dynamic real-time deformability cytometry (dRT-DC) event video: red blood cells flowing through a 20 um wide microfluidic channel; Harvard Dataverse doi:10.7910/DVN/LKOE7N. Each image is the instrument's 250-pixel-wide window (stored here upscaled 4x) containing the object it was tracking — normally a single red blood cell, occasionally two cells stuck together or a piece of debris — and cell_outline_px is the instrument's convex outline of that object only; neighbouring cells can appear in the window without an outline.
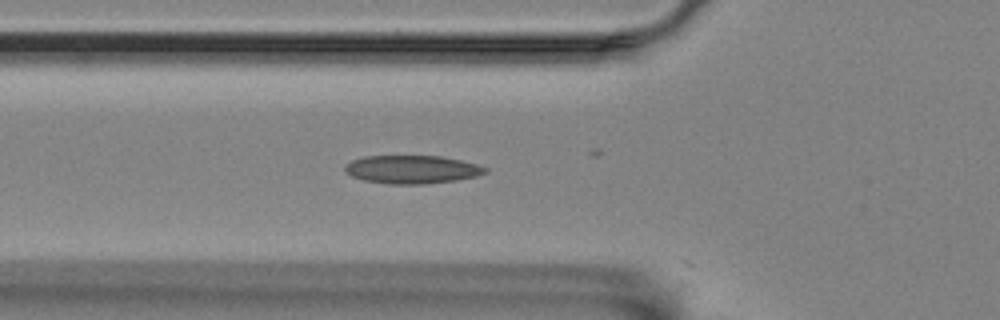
{"species": "Egyptian fruit bat (a non-hibernating species)", "species_latin": "Rousettus aegyptiacus", "temperature_condition": "room temperature", "stored_images_in_passage": 35, "camera_frame_rate_fps": 3000, "um_per_image_px": 0.085, "animal": {"sex": "female"}, "frame": {"image": 1, "passage_image": 8, "time_ms": 2.333, "image_size_px": [1000, 320], "cell_outline_px": [[488, 172], [476, 176], [456, 180], [424, 184], [388, 184], [364, 180], [352, 176], [344, 168], [352, 160], [364, 156], [440, 156], [460, 160], [476, 164], [488, 168]], "centroid_in_image_um": [35.04, 14.4], "position_along_channel_um": 90.8, "area_um2": 22.89}}
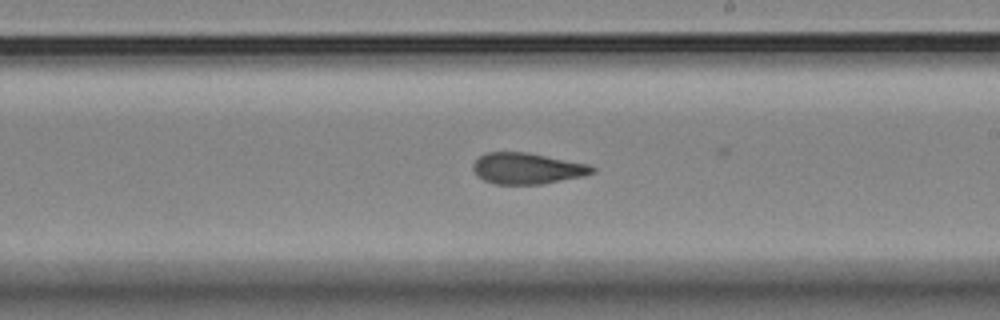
{"frame": {"image": 2, "passage_image": 21, "time_ms": 6.667, "image_size_px": [1000, 320], "cell_outline_px": [[596, 172], [584, 176], [544, 184], [496, 184], [484, 180], [476, 176], [472, 168], [472, 164], [484, 152], [528, 152], [588, 164], [596, 168]], "centroid_in_image_um": [44.81, 14.32], "position_along_channel_um": 244.2, "area_um2": 21.85}}
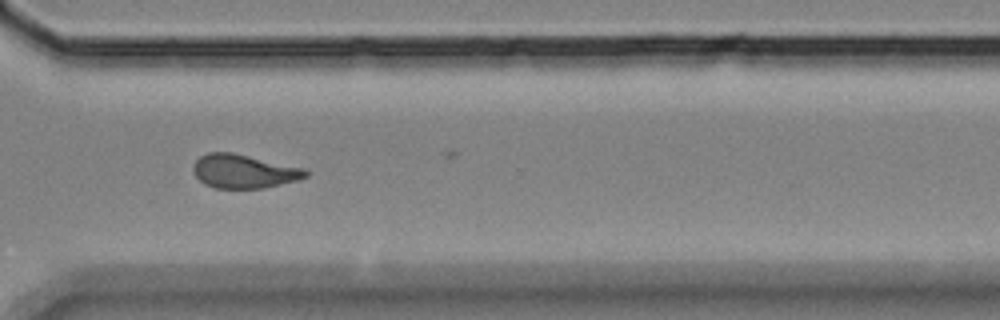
{"frame": {"image": 3, "passage_image": 30, "time_ms": 9.667, "image_size_px": [1000, 320], "cell_outline_px": [[308, 176], [296, 180], [264, 188], [216, 188], [204, 184], [192, 172], [192, 164], [200, 156], [208, 152], [232, 152], [304, 168], [308, 172]], "centroid_in_image_um": [20.68, 14.55], "position_along_channel_um": 349.9, "area_um2": 22.08}, "authors_computed_cell_mechanics": {"area_um2": 21.7906, "velocity_mm_per_s": 3.5222, "shape_relaxation_time_tau1_ms": null, "shape_relaxation_time_tau2_ms": 2.3918, "deformation_change_tau1": null, "deformation_change_tau2": 0.0876}}